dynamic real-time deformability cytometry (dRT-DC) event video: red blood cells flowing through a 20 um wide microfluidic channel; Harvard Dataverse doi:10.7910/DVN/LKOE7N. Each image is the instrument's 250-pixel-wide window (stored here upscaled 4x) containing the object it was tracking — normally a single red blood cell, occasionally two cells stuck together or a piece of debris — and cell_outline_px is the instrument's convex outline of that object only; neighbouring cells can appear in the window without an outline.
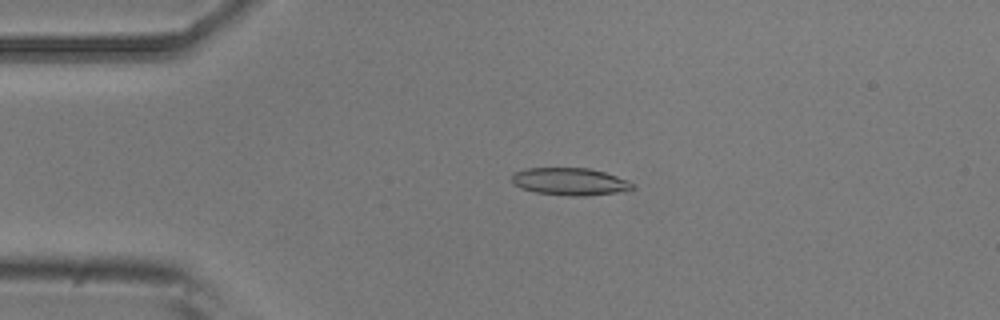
{"species": "common noctule bat (a hibernating species)", "species_latin": "Nyctalus noctula", "temperature_condition": "room temperature", "stored_images_in_passage": 6, "camera_frame_rate_fps": 3000, "um_per_image_px": 0.085, "animal": {"sex": "male", "body_mass_g": 20.5, "forearm_length_mm": 52.5}, "frame": {"image": 1, "passage_image": 4, "time_ms": 3.333, "image_size_px": [1000, 320], "cell_outline_px": [[636, 188], [616, 192], [584, 196], [572, 196], [536, 192], [520, 188], [512, 184], [512, 172], [524, 168], [588, 168], [604, 172], [628, 180], [636, 184]], "centroid_in_image_um": [48.42, 15.42], "position_along_channel_um": 36.6, "area_um2": 19.36}}